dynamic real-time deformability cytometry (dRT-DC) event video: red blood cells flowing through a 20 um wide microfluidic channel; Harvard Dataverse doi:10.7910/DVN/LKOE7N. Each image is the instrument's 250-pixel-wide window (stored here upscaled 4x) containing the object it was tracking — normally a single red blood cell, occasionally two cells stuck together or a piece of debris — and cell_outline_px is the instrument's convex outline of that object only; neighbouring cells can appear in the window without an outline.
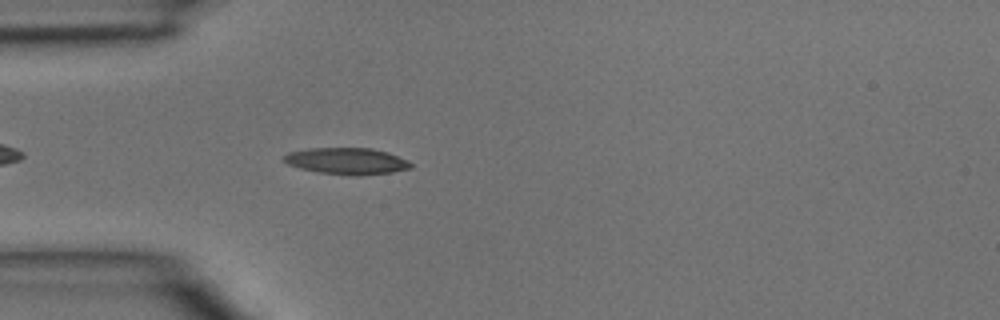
{"species": "common noctule bat (a hibernating species)", "species_latin": "Nyctalus noctula", "temperature_condition": "room temperature", "stored_images_in_passage": 6, "camera_frame_rate_fps": 3000, "um_per_image_px": 0.085, "animal": {"sex": "male", "body_mass_g": 15.6}, "frame": {"image": 1, "passage_image": 6, "time_ms": 1.667, "image_size_px": [1000, 320], "cell_outline_px": [[412, 168], [392, 172], [356, 176], [320, 172], [300, 168], [288, 164], [280, 160], [288, 152], [308, 148], [372, 148], [388, 152], [408, 160], [412, 164]], "centroid_in_image_um": [29.48, 13.68], "position_along_channel_um": 55.5, "area_um2": 19.71}}